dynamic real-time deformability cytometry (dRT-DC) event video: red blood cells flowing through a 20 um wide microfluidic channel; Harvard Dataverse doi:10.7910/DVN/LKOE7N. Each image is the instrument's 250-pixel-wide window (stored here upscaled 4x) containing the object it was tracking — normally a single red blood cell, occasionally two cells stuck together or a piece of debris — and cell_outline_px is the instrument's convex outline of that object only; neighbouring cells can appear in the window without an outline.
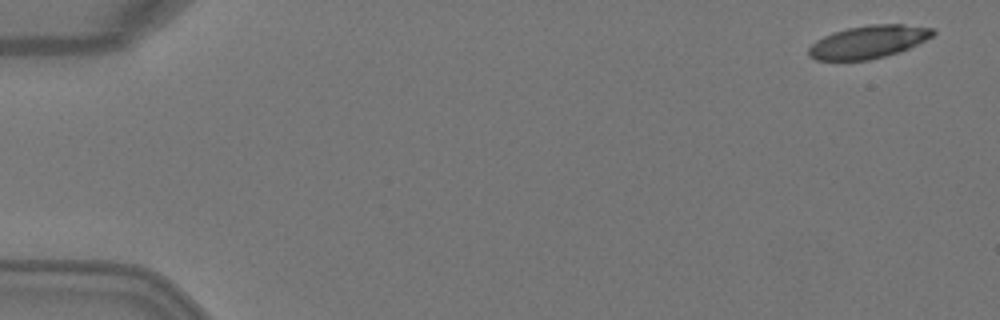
{"species": "Egyptian fruit bat (a non-hibernating species)", "species_latin": "Rousettus aegyptiacus", "temperature_condition": "warm", "stored_images_in_passage": 4, "camera_frame_rate_fps": 3000, "um_per_image_px": 0.085, "animal": {"sex": "female"}, "frame": {"image": 1, "passage_image": 1, "time_ms": 0.0, "image_size_px": [1000, 320], "cell_outline_px": [[936, 32], [932, 36], [900, 52], [868, 60], [816, 60], [808, 56], [808, 48], [816, 40], [832, 32], [848, 28], [868, 24], [904, 24], [936, 28]], "centroid_in_image_um": [73.81, 3.55], "position_along_channel_um": 11.2, "area_um2": 23.81}}
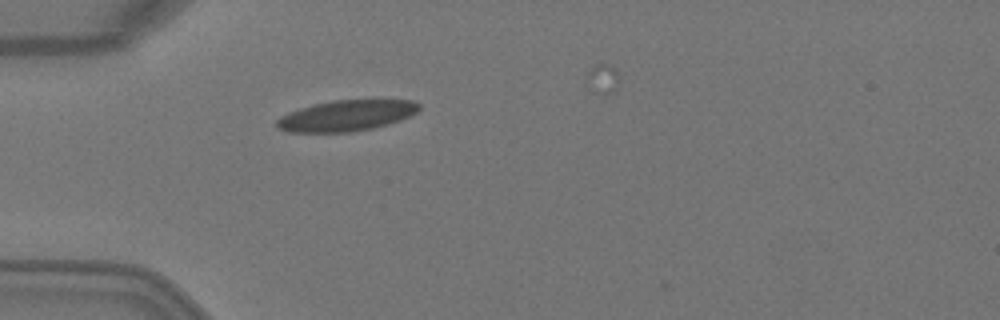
{"frame": {"image": 2, "passage_image": 4, "time_ms": 1.0, "image_size_px": [1000, 320], "cell_outline_px": [[420, 108], [416, 112], [400, 120], [388, 124], [372, 128], [352, 132], [288, 132], [276, 128], [276, 120], [280, 116], [288, 112], [312, 104], [332, 100], [412, 100], [420, 104]], "centroid_in_image_um": [29.4, 9.83], "position_along_channel_um": 55.6, "area_um2": 25.66}}